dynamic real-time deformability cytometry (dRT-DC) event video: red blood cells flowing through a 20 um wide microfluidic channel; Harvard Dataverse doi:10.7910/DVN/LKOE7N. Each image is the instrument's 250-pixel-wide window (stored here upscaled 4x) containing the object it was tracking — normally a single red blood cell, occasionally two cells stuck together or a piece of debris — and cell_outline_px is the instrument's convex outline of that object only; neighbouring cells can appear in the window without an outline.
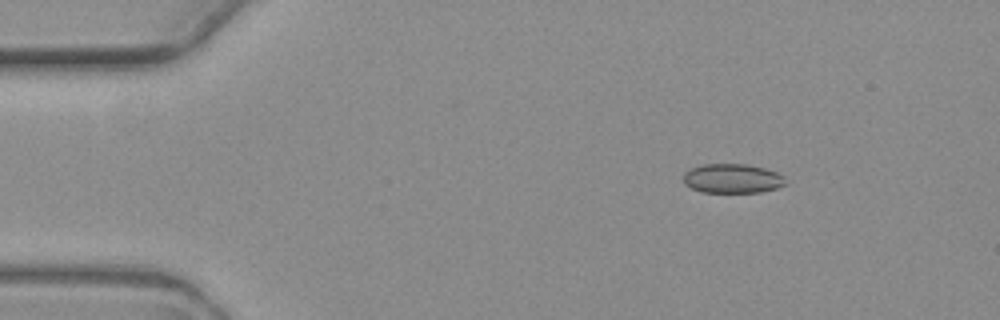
{"species": "common noctule bat (a hibernating species)", "species_latin": "Nyctalus noctula", "temperature_condition": "warm", "stored_images_in_passage": 6, "camera_frame_rate_fps": 3000, "um_per_image_px": 0.085, "animal": {"sex": "female", "body_mass_g": 19.3, "forearm_length_mm": 54.1}, "frame": {"image": 1, "passage_image": 2, "time_ms": 1.333, "image_size_px": [1000, 320], "cell_outline_px": [[788, 184], [776, 188], [760, 192], [704, 192], [692, 188], [684, 184], [684, 172], [688, 168], [704, 164], [744, 164], [764, 168], [776, 172], [784, 176]], "centroid_in_image_um": [62.25, 15.17], "position_along_channel_um": 22.7, "area_um2": 17.51}}
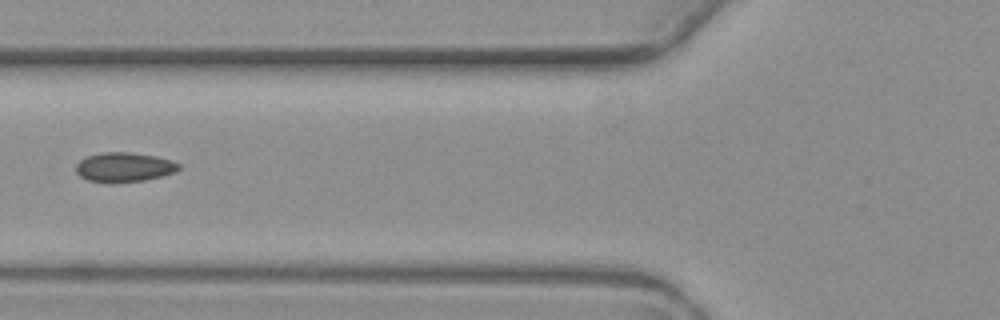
{"frame": {"image": 2, "passage_image": 6, "time_ms": 6.0, "image_size_px": [1000, 320], "cell_outline_px": [[180, 168], [176, 172], [164, 176], [144, 180], [116, 184], [112, 184], [88, 180], [80, 176], [76, 172], [76, 164], [80, 160], [88, 156], [104, 152], [128, 152], [156, 156], [172, 160], [180, 164]], "centroid_in_image_um": [10.57, 14.23], "position_along_channel_um": 115.2, "area_um2": 17.98}}